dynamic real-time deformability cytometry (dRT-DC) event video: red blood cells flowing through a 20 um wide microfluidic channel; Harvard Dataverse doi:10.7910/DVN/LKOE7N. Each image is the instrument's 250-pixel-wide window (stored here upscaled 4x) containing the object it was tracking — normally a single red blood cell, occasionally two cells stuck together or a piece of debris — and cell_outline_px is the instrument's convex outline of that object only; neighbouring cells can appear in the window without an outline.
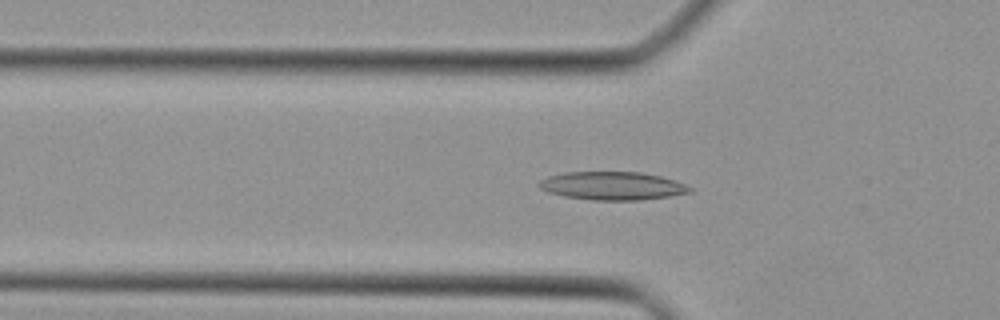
{"species": "Egyptian fruit bat (a non-hibernating species)", "species_latin": "Rousettus aegyptiacus", "temperature_condition": "cold", "stored_images_in_passage": 43, "camera_frame_rate_fps": 3000, "um_per_image_px": 0.085, "animal": {"sex": "female"}, "frame": {"image": 1, "passage_image": 13, "time_ms": 4.0, "image_size_px": [1000, 320], "cell_outline_px": [[692, 192], [668, 196], [640, 200], [592, 200], [564, 196], [548, 192], [540, 188], [540, 180], [548, 176], [564, 172], [640, 172], [660, 176], [676, 180], [692, 188]], "centroid_in_image_um": [52.06, 15.79], "position_along_channel_um": 73.7, "area_um2": 24.68}}
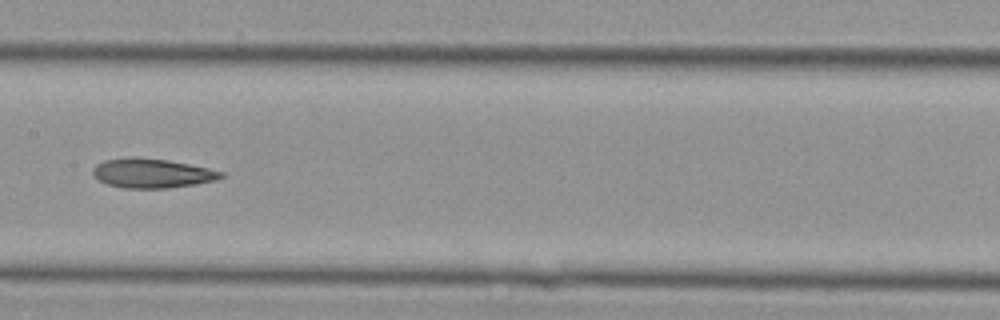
{"frame": {"image": 2, "passage_image": 21, "time_ms": 6.667, "image_size_px": [1000, 320], "cell_outline_px": [[224, 176], [216, 180], [168, 188], [124, 188], [108, 184], [100, 180], [92, 172], [92, 168], [96, 164], [104, 160], [128, 156], [136, 156], [168, 160], [208, 168], [224, 172]], "centroid_in_image_um": [12.89, 14.7], "position_along_channel_um": 194.5, "area_um2": 21.91}}
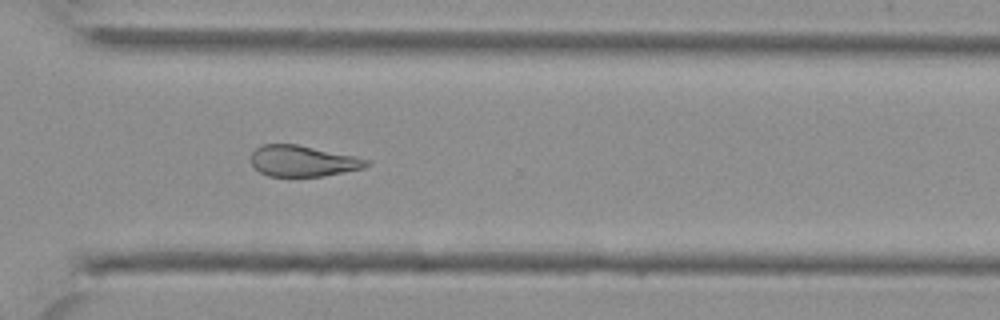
{"frame": {"image": 3, "passage_image": 31, "time_ms": 10.0, "image_size_px": [1000, 320], "cell_outline_px": [[372, 164], [364, 168], [324, 176], [268, 176], [260, 172], [252, 164], [252, 152], [256, 148], [264, 144], [296, 144], [352, 156], [368, 160]], "centroid_in_image_um": [25.74, 13.69], "position_along_channel_um": 344.9, "area_um2": 20.58}}